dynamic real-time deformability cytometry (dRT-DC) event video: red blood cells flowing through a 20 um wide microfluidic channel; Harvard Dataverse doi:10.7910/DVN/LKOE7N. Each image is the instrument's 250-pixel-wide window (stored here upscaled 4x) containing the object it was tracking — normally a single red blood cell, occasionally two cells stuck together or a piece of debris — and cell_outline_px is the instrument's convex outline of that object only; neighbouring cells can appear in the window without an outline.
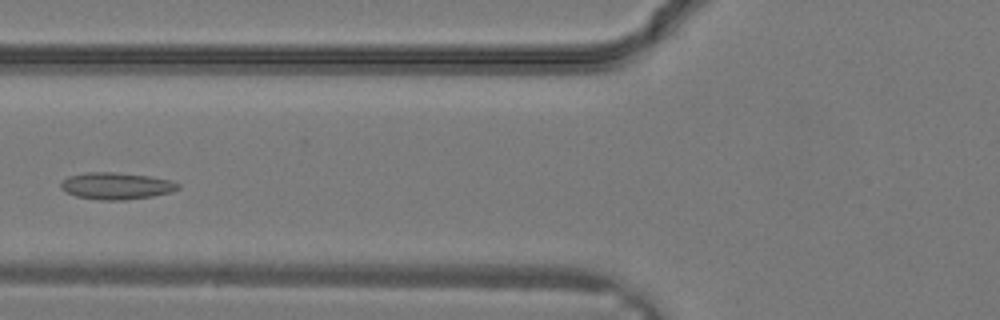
{"species": "common noctule bat (a hibernating species)", "species_latin": "Nyctalus noctula", "temperature_condition": "warm", "stored_images_in_passage": 13, "camera_frame_rate_fps": 3000, "um_per_image_px": 0.085, "animal": {"sex": "male", "body_mass_g": 19.2, "forearm_length_mm": 51.8}, "frame": {"image": 1, "passage_image": 8, "time_ms": 2.333, "image_size_px": [1000, 320], "cell_outline_px": [[180, 188], [172, 192], [152, 196], [124, 200], [100, 200], [76, 196], [64, 192], [60, 188], [60, 184], [68, 176], [88, 172], [116, 172], [148, 176], [172, 180], [180, 184]], "centroid_in_image_um": [9.89, 15.8], "position_along_channel_um": 115.9, "area_um2": 18.44}}
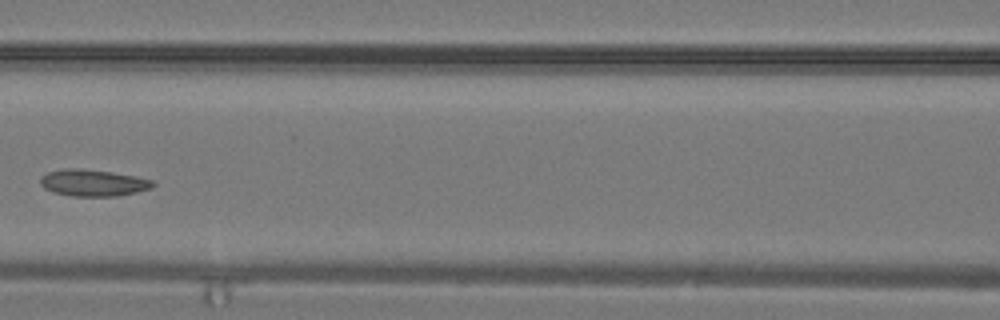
{"frame": {"image": 2, "passage_image": 10, "time_ms": 3.0, "image_size_px": [1000, 320], "cell_outline_px": [[156, 184], [152, 188], [136, 192], [116, 196], [72, 196], [52, 192], [44, 188], [40, 184], [40, 176], [48, 172], [64, 168], [84, 168], [112, 172], [136, 176], [156, 180]], "centroid_in_image_um": [7.93, 15.53], "position_along_channel_um": 158.7, "area_um2": 17.8}}